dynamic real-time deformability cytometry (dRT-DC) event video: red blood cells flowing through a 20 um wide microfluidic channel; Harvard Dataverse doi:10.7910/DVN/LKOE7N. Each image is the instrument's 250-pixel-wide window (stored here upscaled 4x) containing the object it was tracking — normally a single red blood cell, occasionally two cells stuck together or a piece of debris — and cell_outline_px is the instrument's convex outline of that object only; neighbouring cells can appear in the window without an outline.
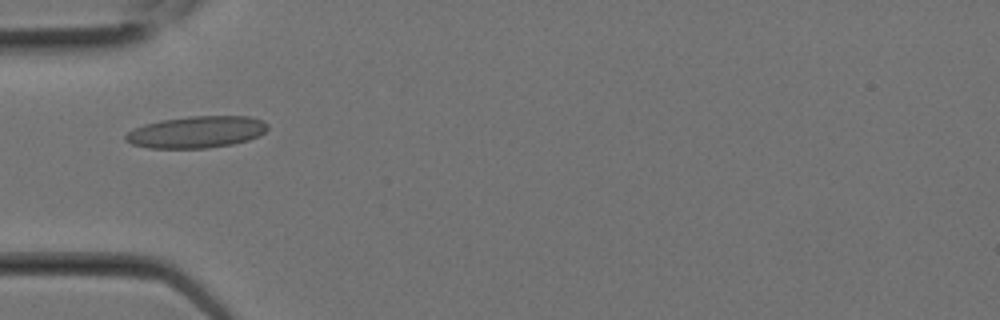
{"species": "Egyptian fruit bat (a non-hibernating species)", "species_latin": "Rousettus aegyptiacus", "temperature_condition": "room temperature", "stored_images_in_passage": 3, "camera_frame_rate_fps": 3000, "um_per_image_px": 0.085, "animal": {"sex": "female"}, "frame": {"image": 1, "passage_image": 3, "time_ms": 0.667, "image_size_px": [1000, 320], "cell_outline_px": [[268, 128], [260, 136], [248, 140], [232, 144], [204, 148], [148, 148], [132, 144], [124, 140], [124, 136], [128, 132], [144, 124], [160, 120], [188, 116], [248, 116], [264, 120], [268, 124]], "centroid_in_image_um": [16.72, 11.21], "position_along_channel_um": 68.3, "area_um2": 26.41}}